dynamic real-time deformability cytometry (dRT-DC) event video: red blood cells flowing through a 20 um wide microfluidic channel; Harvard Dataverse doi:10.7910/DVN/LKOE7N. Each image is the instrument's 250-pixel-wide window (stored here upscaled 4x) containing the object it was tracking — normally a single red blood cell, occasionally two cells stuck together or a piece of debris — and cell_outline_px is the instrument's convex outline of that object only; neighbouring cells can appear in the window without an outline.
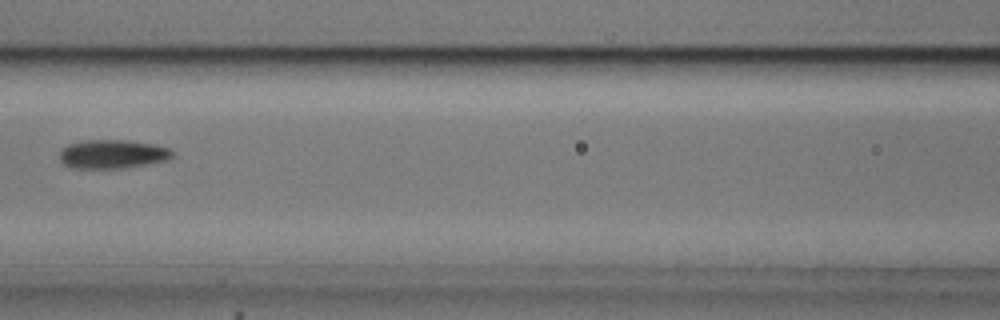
{"species": "common noctule bat (a hibernating species)", "species_latin": "Nyctalus noctula", "temperature_condition": "cold", "stored_images_in_passage": 7, "camera_frame_rate_fps": 3000, "um_per_image_px": 0.085, "animal": {"sex": "male", "body_mass_g": 20.5, "forearm_length_mm": 52.5}, "frame": {"image": 1, "passage_image": 7, "time_ms": 2.0, "image_size_px": [1000, 320], "cell_outline_px": [[172, 156], [168, 160], [148, 164], [124, 168], [68, 168], [60, 160], [60, 152], [68, 144], [80, 140], [124, 140], [152, 144], [168, 148], [172, 152]], "centroid_in_image_um": [9.52, 13.1], "position_along_channel_um": 157.1, "area_um2": 18.9}}